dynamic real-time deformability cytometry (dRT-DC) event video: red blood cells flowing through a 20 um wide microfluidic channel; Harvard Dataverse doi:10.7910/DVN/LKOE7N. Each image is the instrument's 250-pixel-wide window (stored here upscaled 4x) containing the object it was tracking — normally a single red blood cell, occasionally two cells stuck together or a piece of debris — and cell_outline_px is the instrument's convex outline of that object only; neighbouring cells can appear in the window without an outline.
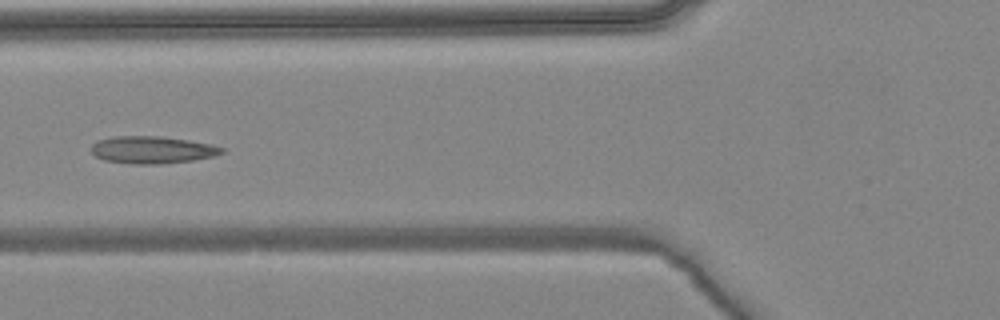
{"species": "common noctule bat (a hibernating species)", "species_latin": "Nyctalus noctula", "temperature_condition": "warm", "stored_images_in_passage": 3, "camera_frame_rate_fps": 3000, "um_per_image_px": 0.085, "animal": {"sex": "female", "body_mass_g": 24.6, "forearm_length_mm": 56.2}, "frame": {"image": 1, "passage_image": 2, "time_ms": 0.333, "image_size_px": [1000, 320], "cell_outline_px": [[224, 152], [212, 156], [192, 160], [160, 164], [132, 164], [104, 160], [96, 156], [92, 152], [92, 144], [96, 140], [112, 136], [160, 136], [188, 140], [208, 144], [224, 148]], "centroid_in_image_um": [12.88, 12.73], "position_along_channel_um": 112.9, "area_um2": 20.63}}
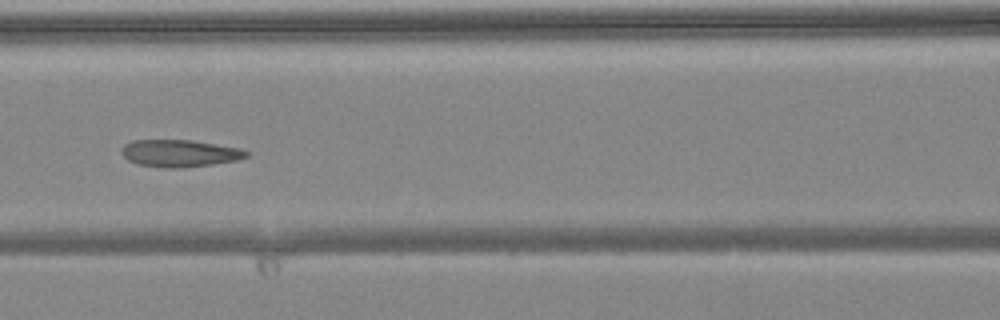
{"frame": {"image": 2, "passage_image": 3, "time_ms": 0.667, "image_size_px": [1000, 320], "cell_outline_px": [[252, 152], [248, 156], [236, 160], [212, 164], [176, 168], [168, 168], [140, 164], [128, 160], [120, 152], [120, 148], [124, 144], [132, 140], [192, 140], [240, 148]], "centroid_in_image_um": [15.27, 13.01], "position_along_channel_um": 151.3, "area_um2": 19.71}}